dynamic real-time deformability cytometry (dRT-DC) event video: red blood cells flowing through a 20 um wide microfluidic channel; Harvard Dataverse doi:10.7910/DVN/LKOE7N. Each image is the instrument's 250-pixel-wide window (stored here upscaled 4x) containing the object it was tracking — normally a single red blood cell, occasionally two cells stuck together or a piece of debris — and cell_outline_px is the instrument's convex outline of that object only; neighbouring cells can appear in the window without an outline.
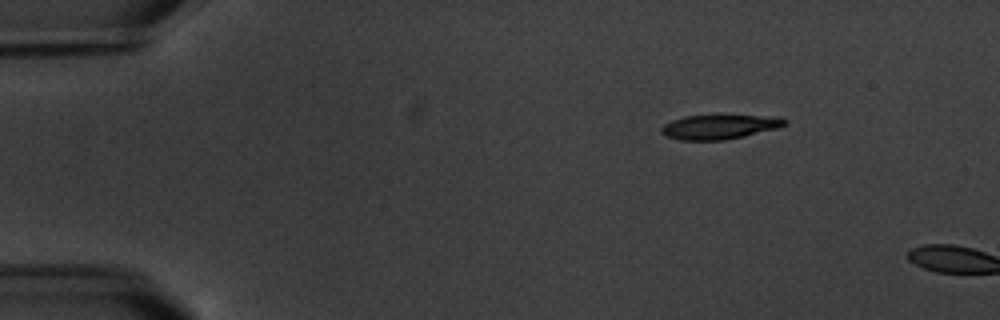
{"species": "common noctule bat (a hibernating species)", "species_latin": "Nyctalus noctula", "temperature_condition": "warm", "stored_images_in_passage": 2, "camera_frame_rate_fps": 3000, "um_per_image_px": 0.085, "animal": {"sex": "male", "body_mass_g": 20.1, "forearm_length_mm": 53.5}, "frame": {"image": 1, "passage_image": 1, "time_ms": 0.0, "image_size_px": [1000, 320], "cell_outline_px": [[788, 124], [776, 128], [744, 136], [724, 140], [680, 140], [664, 136], [660, 132], [660, 128], [664, 124], [672, 120], [684, 116], [756, 116], [788, 120]], "centroid_in_image_um": [61.04, 10.8], "position_along_channel_um": 24.0, "area_um2": 17.17}}